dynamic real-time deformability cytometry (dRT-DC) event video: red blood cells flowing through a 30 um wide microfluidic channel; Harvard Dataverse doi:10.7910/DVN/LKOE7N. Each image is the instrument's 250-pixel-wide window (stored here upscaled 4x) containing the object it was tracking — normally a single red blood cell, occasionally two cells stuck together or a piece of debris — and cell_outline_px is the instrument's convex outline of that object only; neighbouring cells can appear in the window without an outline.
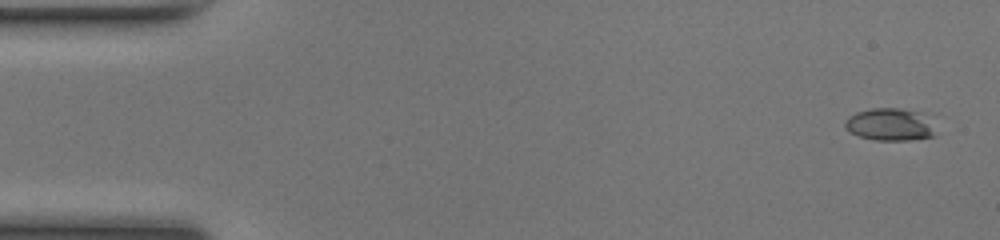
{"species": "common noctule bat (a hibernating species)", "species_latin": "Nyctalus noctula", "temperature_condition": "room temperature", "stored_images_in_passage": 50, "camera_frame_rate_fps": 3000, "um_per_image_px": 0.085, "animal": {"sex": "female", "body_mass_g": 17.0, "forearm_length_mm": 48.0}, "frame": {"image": 1, "passage_image": 2, "time_ms": 0.333, "image_size_px": [1000, 240], "cell_outline_px": [[936, 136], [908, 140], [872, 140], [848, 132], [844, 124], [844, 120], [848, 116], [856, 112], [872, 108], [900, 108], [920, 112]], "centroid_in_image_um": [75.53, 10.58], "position_along_channel_um": 9.5, "area_um2": 16.82}}
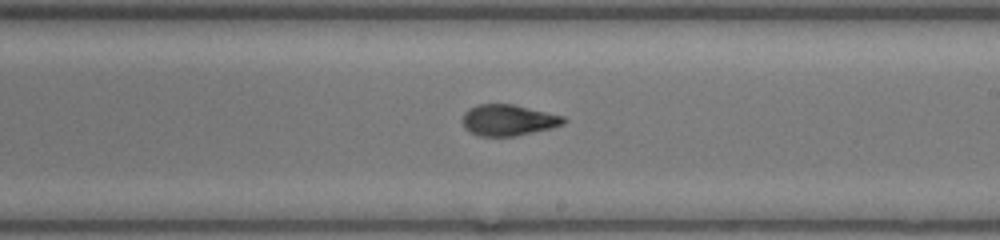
{"frame": {"image": 2, "passage_image": 29, "time_ms": 9.333, "image_size_px": [1000, 240], "cell_outline_px": [[568, 120], [564, 124], [552, 128], [516, 136], [480, 136], [464, 128], [460, 120], [464, 112], [468, 108], [476, 104], [512, 104], [564, 116]], "centroid_in_image_um": [43.18, 10.21], "position_along_channel_um": 245.8, "area_um2": 18.55}}
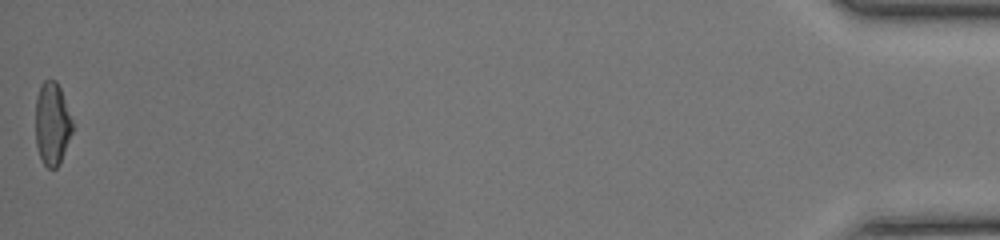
{"frame": {"image": 3, "passage_image": 50, "time_ms": 16.333, "image_size_px": [1000, 240], "cell_outline_px": [[72, 132], [60, 164], [56, 168], [48, 168], [44, 164], [40, 156], [36, 144], [36, 96], [40, 84], [44, 80], [56, 80], [60, 88], [72, 120]], "centroid_in_image_um": [4.42, 10.51], "position_along_channel_um": 430.8, "area_um2": 17.74}, "authors_computed_cell_mechanics": {"area_um2": 18.2937, "velocity_mm_per_s": 4.174, "shape_relaxation_time_tau1_ms": 8.3755, "shape_relaxation_time_tau2_ms": 1.5389, "deformation_change_tau1": 0.2564, "deformation_change_tau2": 0.0856}}